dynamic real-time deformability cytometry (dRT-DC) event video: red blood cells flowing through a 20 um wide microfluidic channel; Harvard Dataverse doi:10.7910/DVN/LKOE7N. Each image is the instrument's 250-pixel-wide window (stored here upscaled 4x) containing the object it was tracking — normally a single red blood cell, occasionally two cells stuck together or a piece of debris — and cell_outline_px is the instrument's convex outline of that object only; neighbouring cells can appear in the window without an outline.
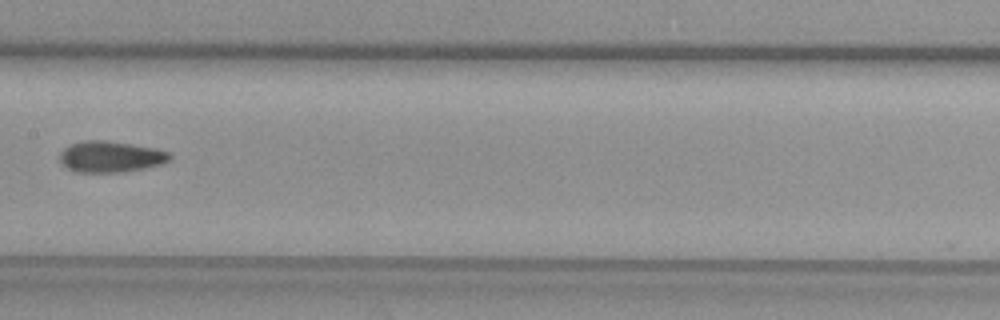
{"species": "common noctule bat (a hibernating species)", "species_latin": "Nyctalus noctula", "temperature_condition": "warm", "stored_images_in_passage": 7, "camera_frame_rate_fps": 3000, "um_per_image_px": 0.085, "animal": {"sex": "female", "body_mass_g": 29.2, "forearm_length_mm": 56.3}, "frame": {"image": 1, "passage_image": 7, "time_ms": 2.0, "image_size_px": [1000, 320], "cell_outline_px": [[172, 160], [164, 164], [144, 168], [120, 172], [76, 172], [68, 168], [60, 160], [60, 152], [64, 148], [72, 144], [84, 140], [104, 140], [132, 144], [156, 148], [172, 152]], "centroid_in_image_um": [9.47, 13.31], "position_along_channel_um": 197.9, "area_um2": 20.11}}